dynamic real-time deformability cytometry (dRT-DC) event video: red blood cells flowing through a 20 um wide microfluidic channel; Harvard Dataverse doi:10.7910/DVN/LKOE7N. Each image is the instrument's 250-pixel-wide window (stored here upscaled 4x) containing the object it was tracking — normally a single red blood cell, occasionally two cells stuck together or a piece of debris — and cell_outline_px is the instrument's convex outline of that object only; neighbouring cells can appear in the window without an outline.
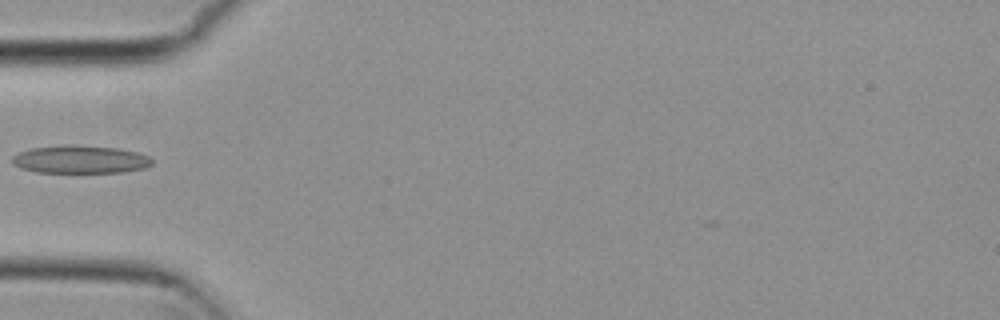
{"species": "common noctule bat (a hibernating species)", "species_latin": "Nyctalus noctula", "temperature_condition": "cold", "stored_images_in_passage": 3, "camera_frame_rate_fps": 3000, "um_per_image_px": 0.085, "animal": {"sex": "female", "body_mass_g": 29.2, "forearm_length_mm": 56.3}, "frame": {"image": 1, "passage_image": 2, "time_ms": 0.333, "image_size_px": [1000, 320], "cell_outline_px": [[152, 164], [144, 168], [124, 172], [36, 172], [20, 168], [12, 164], [12, 156], [16, 152], [32, 148], [64, 144], [72, 144], [116, 148], [136, 152], [148, 156], [152, 160]], "centroid_in_image_um": [6.76, 13.54], "position_along_channel_um": 78.2, "area_um2": 22.89}}
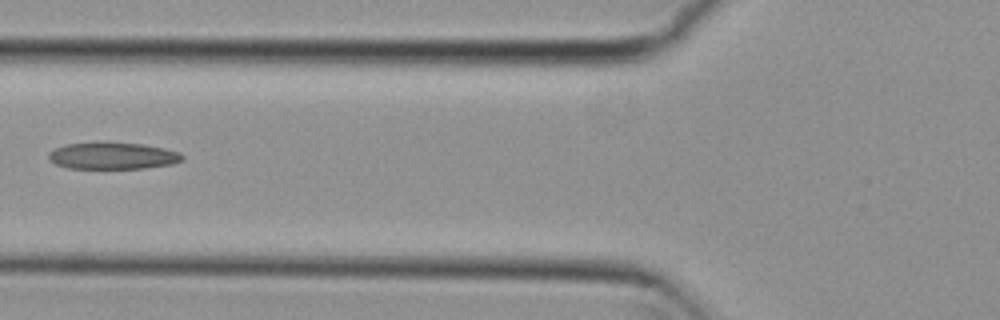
{"frame": {"image": 2, "passage_image": 3, "time_ms": 0.667, "image_size_px": [1000, 320], "cell_outline_px": [[184, 160], [172, 164], [144, 168], [68, 168], [56, 164], [48, 160], [48, 152], [56, 148], [68, 144], [96, 140], [104, 140], [144, 144], [164, 148], [180, 152], [184, 156]], "centroid_in_image_um": [9.57, 13.2], "position_along_channel_um": 116.2, "area_um2": 21.56}}